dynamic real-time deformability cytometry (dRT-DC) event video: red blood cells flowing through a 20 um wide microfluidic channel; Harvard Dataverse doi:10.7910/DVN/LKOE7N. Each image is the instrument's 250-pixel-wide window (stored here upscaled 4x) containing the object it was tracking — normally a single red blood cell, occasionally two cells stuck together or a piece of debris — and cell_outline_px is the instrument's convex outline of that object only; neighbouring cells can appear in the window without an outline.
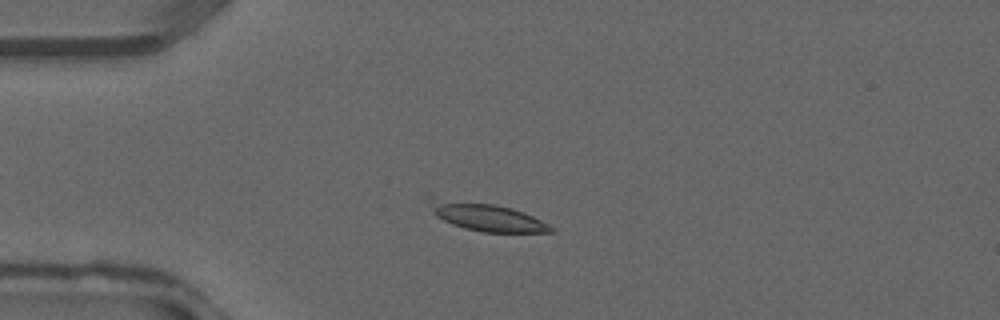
{"species": "common noctule bat (a hibernating species)", "species_latin": "Nyctalus noctula", "temperature_condition": "warm", "stored_images_in_passage": 31, "camera_frame_rate_fps": 3000, "um_per_image_px": 0.085, "animal": {"sex": "male", "forearm_length_mm": 52.5}, "frame": {"image": 1, "passage_image": 4, "time_ms": 1.0, "image_size_px": [1000, 320], "cell_outline_px": [[556, 228], [552, 232], [484, 232], [464, 228], [452, 224], [436, 216], [432, 212], [436, 200], [492, 204], [512, 208], [532, 216]], "centroid_in_image_um": [41.52, 18.5], "position_along_channel_um": 43.5, "area_um2": 18.5}}
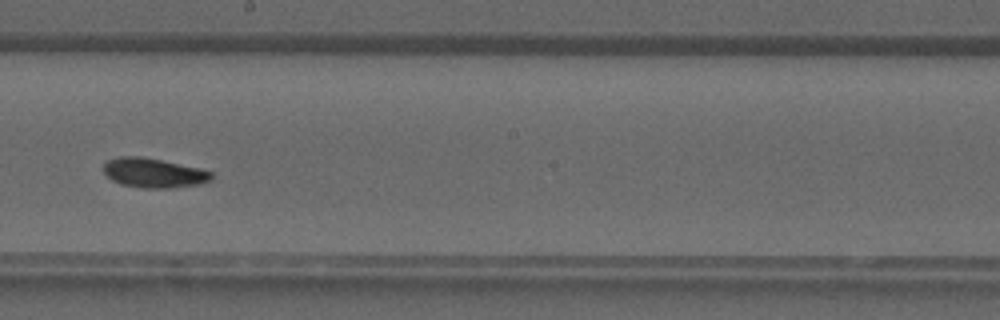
{"frame": {"image": 2, "passage_image": 16, "time_ms": 5.0, "image_size_px": [1000, 320], "cell_outline_px": [[212, 180], [200, 184], [172, 188], [144, 188], [120, 184], [112, 180], [104, 172], [104, 164], [108, 160], [120, 156], [144, 156], [200, 168], [212, 172]], "centroid_in_image_um": [13.08, 14.69], "position_along_channel_um": 235.1, "area_um2": 18.67}}
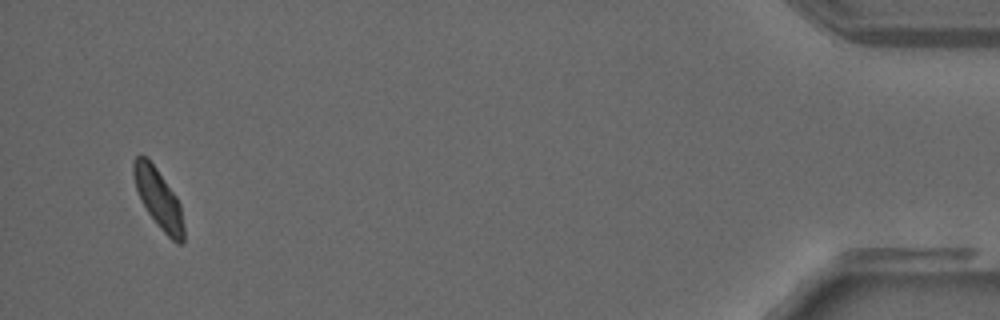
{"frame": {"image": 3, "passage_image": 31, "time_ms": 10.0, "image_size_px": [1000, 320], "cell_outline_px": [[184, 240], [180, 244], [176, 244], [164, 232], [148, 212], [136, 188], [132, 172], [132, 160], [140, 152], [148, 156], [176, 196], [180, 204], [184, 228]], "centroid_in_image_um": [13.46, 16.81], "position_along_channel_um": 421.7, "area_um2": 17.34}}